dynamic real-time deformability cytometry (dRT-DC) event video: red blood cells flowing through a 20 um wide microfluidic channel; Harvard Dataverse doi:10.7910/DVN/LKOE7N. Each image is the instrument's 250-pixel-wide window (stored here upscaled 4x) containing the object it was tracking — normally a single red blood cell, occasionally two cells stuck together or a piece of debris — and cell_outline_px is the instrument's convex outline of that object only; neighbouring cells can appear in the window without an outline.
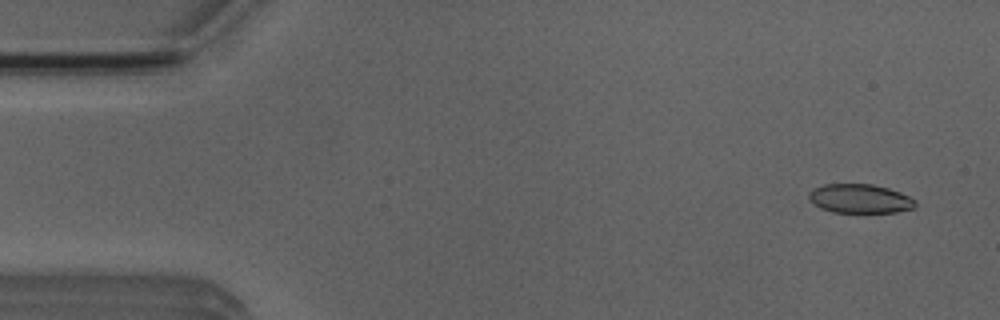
{"species": "Egyptian fruit bat (a non-hibernating species)", "species_latin": "Rousettus aegyptiacus", "temperature_condition": "room temperature", "stored_images_in_passage": 5, "camera_frame_rate_fps": 3000, "um_per_image_px": 0.085, "animal": {"sex": "male"}, "frame": {"image": 1, "passage_image": 1, "time_ms": 0.0, "image_size_px": [1000, 320], "cell_outline_px": [[916, 204], [912, 208], [896, 212], [832, 212], [820, 208], [808, 196], [808, 192], [812, 188], [824, 184], [872, 184], [888, 188], [900, 192], [916, 200]], "centroid_in_image_um": [73.08, 16.87], "position_along_channel_um": 11.9, "area_um2": 17.92}}
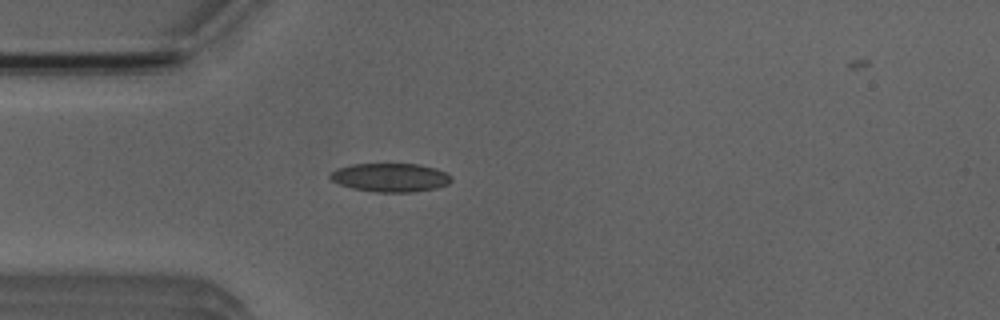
{"frame": {"image": 2, "passage_image": 4, "time_ms": 3.667, "image_size_px": [1000, 320], "cell_outline_px": [[452, 180], [448, 184], [436, 188], [412, 192], [376, 192], [352, 188], [340, 184], [332, 180], [328, 176], [336, 168], [352, 164], [420, 164], [436, 168], [448, 172], [452, 176]], "centroid_in_image_um": [33.22, 15.08], "position_along_channel_um": 51.8, "area_um2": 20.35}}